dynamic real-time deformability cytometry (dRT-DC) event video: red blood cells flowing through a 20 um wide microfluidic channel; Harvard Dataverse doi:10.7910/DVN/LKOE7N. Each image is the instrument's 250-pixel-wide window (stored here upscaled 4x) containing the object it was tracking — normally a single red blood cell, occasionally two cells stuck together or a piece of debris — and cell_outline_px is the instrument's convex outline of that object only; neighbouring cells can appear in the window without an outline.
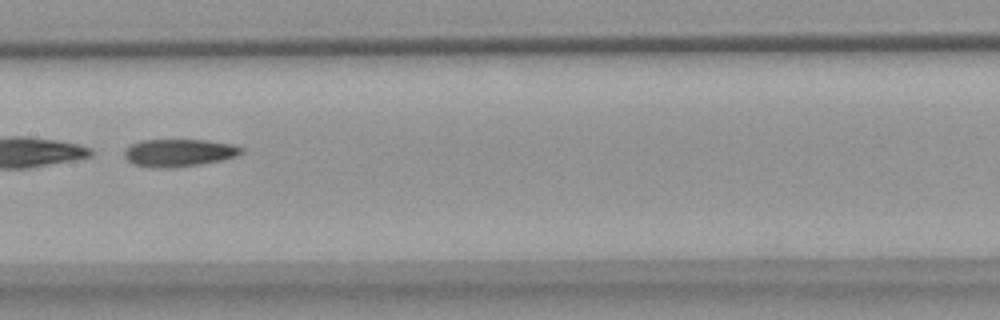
{"species": "common noctule bat (a hibernating species)", "species_latin": "Nyctalus noctula", "temperature_condition": "warm", "stored_images_in_passage": 53, "segment_of_instrument_passage": [2, 2], "camera_frame_rate_fps": 3000, "um_per_image_px": 0.085, "animal": {"sex": "female", "body_mass_g": 18.4}, "frame": {"image": 1, "passage_image": 27, "time_ms": 8.667, "image_size_px": [1000, 320], "cell_outline_px": [[244, 152], [236, 156], [220, 160], [200, 164], [172, 168], [156, 168], [132, 164], [124, 156], [124, 148], [140, 140], [208, 140], [236, 144], [244, 148]], "centroid_in_image_um": [15.22, 12.98], "position_along_channel_um": 192.2, "area_um2": 19.02}}
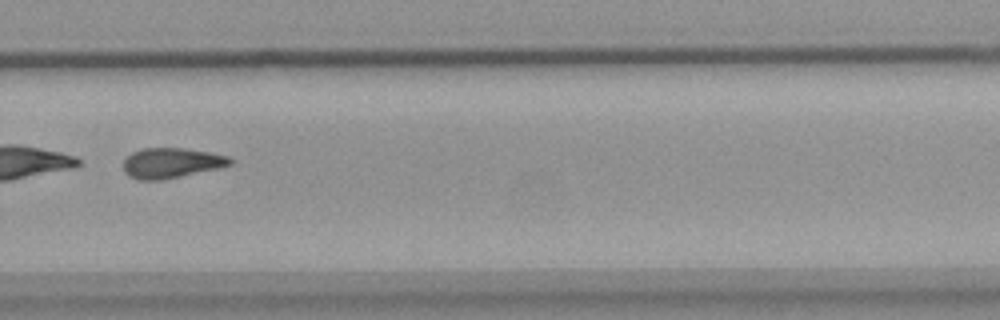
{"frame": {"image": 2, "passage_image": 37, "time_ms": 12.0, "image_size_px": [1000, 320], "cell_outline_px": [[236, 160], [232, 164], [220, 168], [160, 180], [140, 180], [128, 176], [124, 172], [124, 160], [132, 152], [140, 148], [184, 148], [208, 152], [228, 156]], "centroid_in_image_um": [14.58, 13.85], "position_along_channel_um": 315.2, "area_um2": 18.84}}